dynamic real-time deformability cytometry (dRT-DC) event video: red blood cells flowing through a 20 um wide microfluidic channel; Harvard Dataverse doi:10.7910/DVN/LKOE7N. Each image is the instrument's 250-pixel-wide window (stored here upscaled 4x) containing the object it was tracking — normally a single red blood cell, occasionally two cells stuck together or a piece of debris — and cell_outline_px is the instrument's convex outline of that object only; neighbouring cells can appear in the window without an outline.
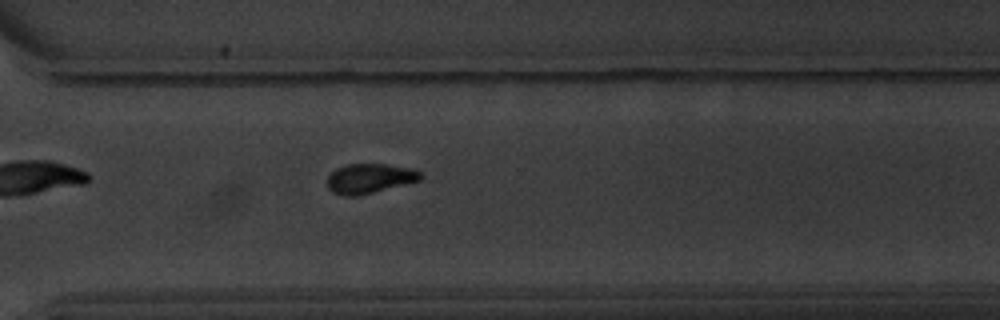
{"species": "common noctule bat (a hibernating species)", "species_latin": "Nyctalus noctula", "temperature_condition": "warm", "stored_images_in_passage": 30, "camera_frame_rate_fps": 3000, "um_per_image_px": 0.085, "animal": {"sex": "male", "body_mass_g": 20.1, "forearm_length_mm": 53.5}, "frame": {"image": 1, "passage_image": 22, "time_ms": 7.0, "image_size_px": [1000, 320], "cell_outline_px": [[424, 176], [420, 180], [356, 196], [344, 196], [332, 192], [328, 188], [328, 176], [336, 168], [348, 164], [388, 164], [416, 168]], "centroid_in_image_um": [31.44, 15.15], "position_along_channel_um": 339.2, "area_um2": 16.13}}